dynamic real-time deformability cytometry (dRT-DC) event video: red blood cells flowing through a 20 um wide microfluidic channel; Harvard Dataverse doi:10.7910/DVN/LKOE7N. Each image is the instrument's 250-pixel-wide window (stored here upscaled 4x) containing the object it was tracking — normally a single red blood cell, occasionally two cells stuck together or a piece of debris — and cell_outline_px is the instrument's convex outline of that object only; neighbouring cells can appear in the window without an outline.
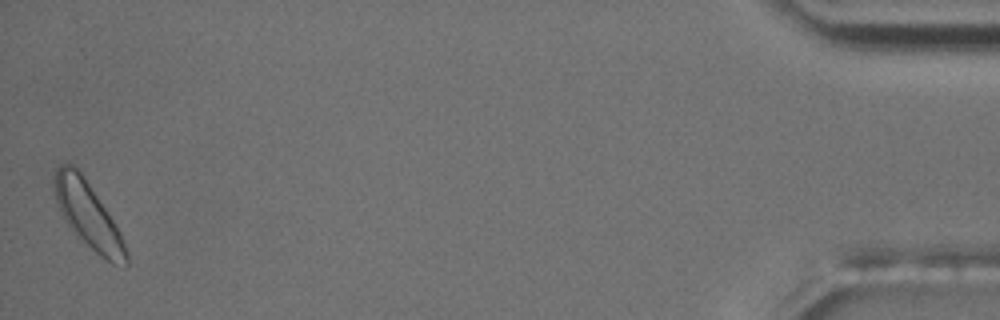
{"species": "common noctule bat (a hibernating species)", "species_latin": "Nyctalus noctula", "temperature_condition": "room temperature", "stored_images_in_passage": 52, "camera_frame_rate_fps": 3000, "um_per_image_px": 0.085, "animal": {"sex": "male", "body_mass_g": 17.5, "forearm_length_mm": 52.3}, "frame": {"image": 1, "passage_image": 52, "time_ms": 17.0, "image_size_px": [1000, 320], "cell_outline_px": [[128, 264], [112, 264], [100, 256], [76, 236], [64, 220], [56, 204], [56, 168], [60, 164], [72, 164], [84, 176], [108, 212], [120, 232], [128, 252]], "centroid_in_image_um": [7.51, 18.32], "position_along_channel_um": 427.7, "area_um2": 27.11}, "authors_computed_cell_mechanics": {"area_um2": 21.8195, "velocity_mm_per_s": 3.5682, "shape_relaxation_time_tau1_ms": 3.0649, "shape_relaxation_time_tau2_ms": 5.0719, "deformation_change_tau1": 0.0613, "deformation_change_tau2": 0.0869}}